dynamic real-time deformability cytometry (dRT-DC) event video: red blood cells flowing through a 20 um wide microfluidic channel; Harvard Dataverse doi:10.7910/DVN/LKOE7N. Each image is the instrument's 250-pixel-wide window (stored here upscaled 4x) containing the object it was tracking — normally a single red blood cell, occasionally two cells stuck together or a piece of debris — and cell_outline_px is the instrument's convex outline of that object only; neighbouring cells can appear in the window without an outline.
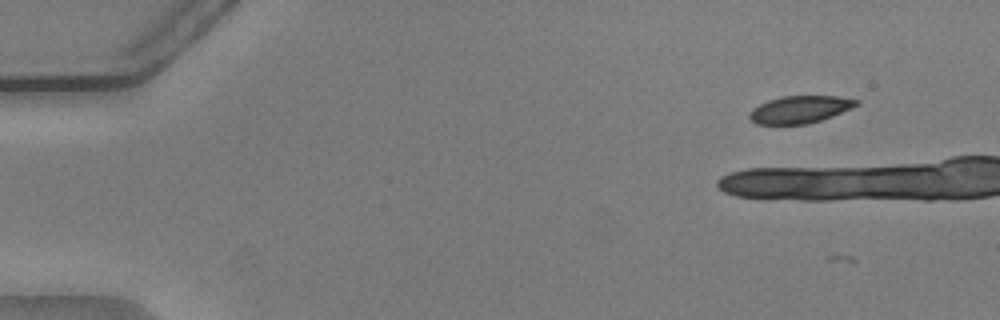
{"species": "common noctule bat (a hibernating species)", "species_latin": "Nyctalus noctula", "temperature_condition": "warm", "stored_images_in_passage": 4, "camera_frame_rate_fps": 3000, "um_per_image_px": 0.085, "animal": {"sex": "male", "body_mass_g": 20.5, "forearm_length_mm": 52.5}, "frame": {"image": 1, "passage_image": 3, "time_ms": 0.667, "image_size_px": [1000, 320], "cell_outline_px": [[860, 104], [852, 108], [832, 116], [808, 124], [756, 124], [748, 116], [752, 108], [768, 100], [780, 96], [836, 96], [860, 100]], "centroid_in_image_um": [68.0, 9.3], "position_along_channel_um": 17.0, "area_um2": 17.05}}